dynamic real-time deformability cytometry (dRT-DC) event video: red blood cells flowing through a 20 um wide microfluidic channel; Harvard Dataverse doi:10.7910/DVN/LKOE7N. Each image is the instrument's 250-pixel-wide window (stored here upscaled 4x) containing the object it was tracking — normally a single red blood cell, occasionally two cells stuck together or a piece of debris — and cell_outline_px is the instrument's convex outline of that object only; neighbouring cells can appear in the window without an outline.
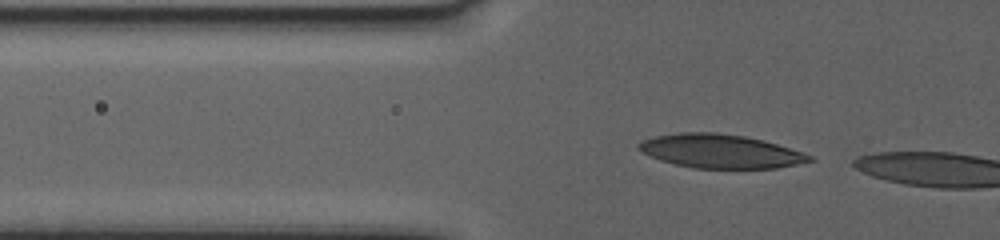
{"species": "human", "species_latin": "Homo sapiens", "temperature_condition": "warm", "stored_images_in_passage": 7, "camera_frame_rate_fps": 3000, "um_per_image_px": 0.085, "donor": {"sex": "female"}, "frame": {"image": 1, "passage_image": 2, "time_ms": 0.333, "image_size_px": [1000, 240], "cell_outline_px": [[816, 160], [776, 168], [696, 168], [676, 164], [660, 160], [636, 148], [636, 144], [644, 140], [656, 136], [680, 132], [716, 132], [744, 136], [764, 140], [804, 152], [812, 156]], "centroid_in_image_um": [61.26, 12.85], "position_along_channel_um": 64.5, "area_um2": 33.47}}